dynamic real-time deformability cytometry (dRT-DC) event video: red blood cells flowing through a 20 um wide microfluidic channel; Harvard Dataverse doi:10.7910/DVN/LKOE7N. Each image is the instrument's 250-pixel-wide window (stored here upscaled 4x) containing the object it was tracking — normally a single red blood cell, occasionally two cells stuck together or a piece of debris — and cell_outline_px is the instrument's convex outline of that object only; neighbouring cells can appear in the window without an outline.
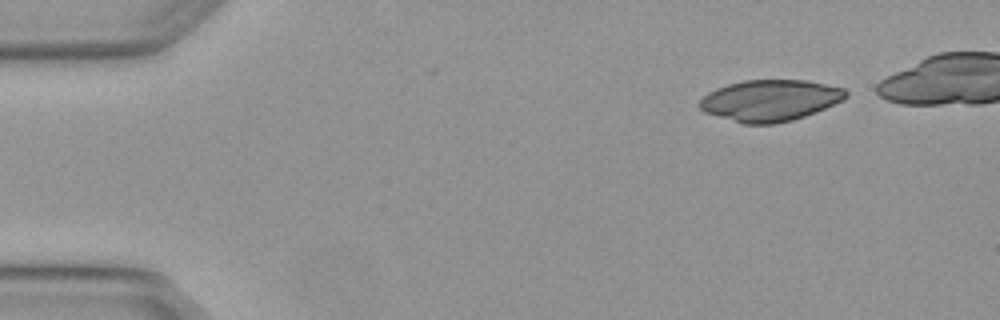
{"species": "Egyptian fruit bat (a non-hibernating species)", "species_latin": "Rousettus aegyptiacus", "temperature_condition": "warm", "stored_images_in_passage": 4, "camera_frame_rate_fps": 3000, "um_per_image_px": 0.085, "animal": {"sex": "female"}, "frame": {"image": 1, "passage_image": 1, "time_ms": 0.0, "image_size_px": [1000, 320], "cell_outline_px": [[848, 96], [844, 100], [816, 112], [792, 120], [772, 124], [744, 124], [704, 112], [700, 108], [700, 100], [708, 92], [716, 88], [728, 84], [744, 80], [808, 80], [844, 88], [848, 92]], "centroid_in_image_um": [65.48, 8.53], "position_along_channel_um": 19.5, "area_um2": 35.26}}